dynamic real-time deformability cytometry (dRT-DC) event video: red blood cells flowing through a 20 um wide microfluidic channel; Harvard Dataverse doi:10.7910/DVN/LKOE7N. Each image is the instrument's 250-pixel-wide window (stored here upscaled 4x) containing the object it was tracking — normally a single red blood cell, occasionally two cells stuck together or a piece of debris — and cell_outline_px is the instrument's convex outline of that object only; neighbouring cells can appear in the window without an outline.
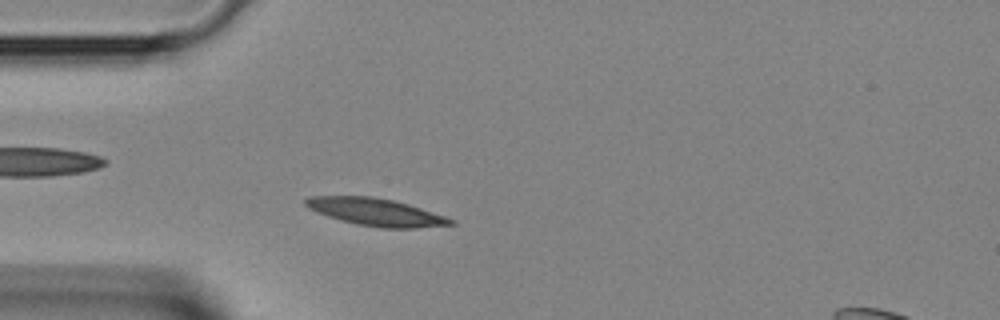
{"species": "Egyptian fruit bat (a non-hibernating species)", "species_latin": "Rousettus aegyptiacus", "temperature_condition": "room temperature", "stored_images_in_passage": 32, "camera_frame_rate_fps": 3000, "um_per_image_px": 0.085, "animal": {"sex": "female"}, "frame": {"image": 1, "passage_image": 2, "time_ms": 0.333, "image_size_px": [1000, 320], "cell_outline_px": [[456, 224], [416, 228], [380, 228], [360, 224], [328, 216], [316, 212], [308, 208], [304, 204], [304, 200], [308, 196], [372, 196], [392, 200], [408, 204], [456, 220]], "centroid_in_image_um": [31.95, 18.02], "position_along_channel_um": 53.1, "area_um2": 22.95}}
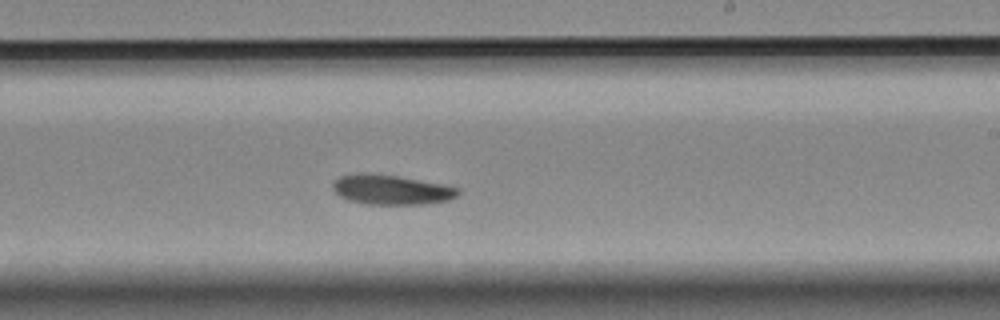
{"frame": {"image": 2, "passage_image": 15, "time_ms": 4.667, "image_size_px": [1000, 320], "cell_outline_px": [[460, 192], [456, 196], [448, 200], [424, 204], [368, 204], [348, 200], [340, 196], [332, 188], [332, 184], [340, 176], [356, 172], [364, 172], [396, 176], [444, 184], [460, 188]], "centroid_in_image_um": [33.25, 16.11], "position_along_channel_um": 255.8, "area_um2": 21.73}}
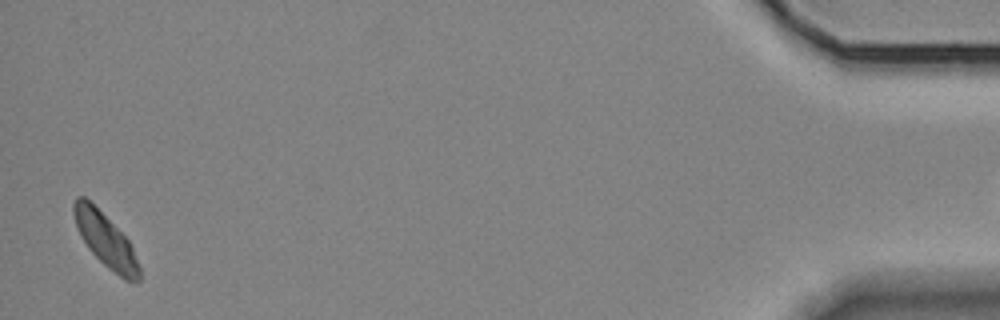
{"frame": {"image": 3, "passage_image": 31, "time_ms": 10.0, "image_size_px": [1000, 320], "cell_outline_px": [[140, 280], [136, 284], [132, 284], [124, 280], [108, 268], [88, 248], [80, 236], [72, 212], [72, 204], [76, 196], [84, 196], [128, 240], [132, 248], [140, 268]], "centroid_in_image_um": [8.97, 20.46], "position_along_channel_um": 426.2, "area_um2": 20.17}}